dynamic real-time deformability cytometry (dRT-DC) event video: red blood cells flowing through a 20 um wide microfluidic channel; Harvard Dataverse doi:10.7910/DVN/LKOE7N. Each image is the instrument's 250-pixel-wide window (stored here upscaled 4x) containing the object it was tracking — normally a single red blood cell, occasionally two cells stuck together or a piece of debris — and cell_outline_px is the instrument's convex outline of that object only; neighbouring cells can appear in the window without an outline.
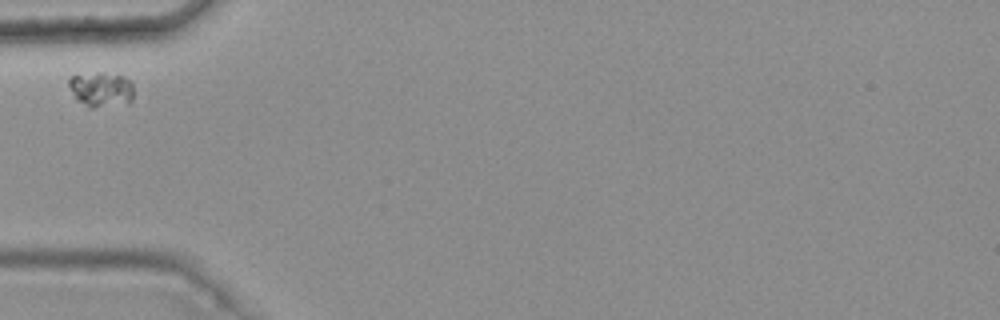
{"species": "common noctule bat (a hibernating species)", "species_latin": "Nyctalus noctula", "temperature_condition": "warm", "stored_images_in_passage": 1, "camera_frame_rate_fps": 3000, "um_per_image_px": 0.085, "animal": {"sex": "female", "body_mass_g": 25.1}, "frame": {"image": 1, "passage_image": 1, "time_ms": 0.0, "image_size_px": [1000, 320], "cell_outline_px": [[132, 100], [128, 104], [92, 108], [88, 108], [76, 100], [68, 84], [68, 76], [96, 72], [100, 72], [124, 76], [132, 84]], "centroid_in_image_um": [8.56, 7.61], "position_along_channel_um": 76.4, "area_um2": 13.47}}